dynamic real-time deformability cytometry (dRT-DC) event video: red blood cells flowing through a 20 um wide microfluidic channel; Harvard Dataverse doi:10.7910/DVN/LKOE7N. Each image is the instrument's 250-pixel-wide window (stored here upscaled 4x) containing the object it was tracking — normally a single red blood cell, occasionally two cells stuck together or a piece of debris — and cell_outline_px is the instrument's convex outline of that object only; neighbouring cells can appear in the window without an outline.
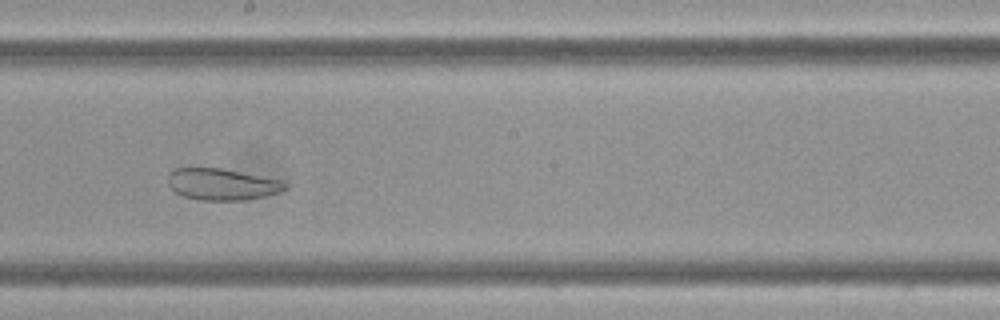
{"species": "Egyptian fruit bat (a non-hibernating species)", "species_latin": "Rousettus aegyptiacus", "temperature_condition": "cold", "stored_images_in_passage": 56, "camera_frame_rate_fps": 3000, "um_per_image_px": 0.085, "frame": {"image": 1, "passage_image": 30, "time_ms": 9.667, "image_size_px": [1000, 320], "cell_outline_px": [[288, 188], [264, 196], [248, 200], [200, 200], [184, 196], [176, 192], [168, 184], [168, 172], [172, 168], [220, 168], [280, 180], [288, 184]], "centroid_in_image_um": [18.84, 15.66], "position_along_channel_um": 229.4, "area_um2": 21.39}}
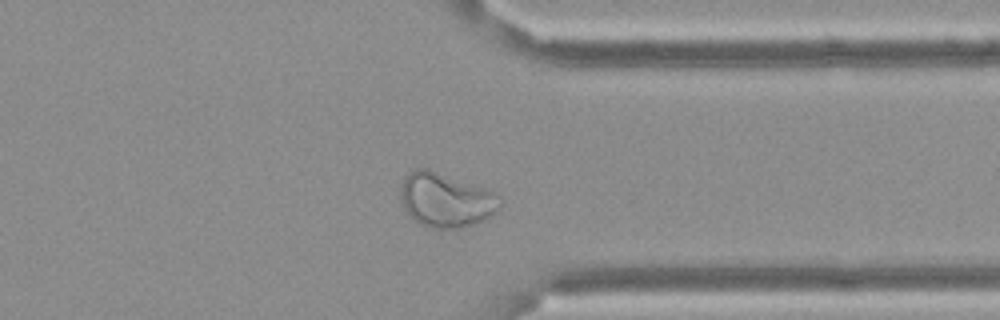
{"frame": {"image": 2, "passage_image": 43, "time_ms": 14.0, "image_size_px": [1000, 320], "cell_outline_px": [[500, 208], [496, 212], [472, 224], [460, 228], [432, 228], [420, 224], [408, 216], [400, 200], [400, 184], [404, 176], [408, 172], [416, 168], [428, 168], [496, 192], [500, 204]], "centroid_in_image_um": [37.82, 16.98], "position_along_channel_um": 373.6, "area_um2": 31.5}}
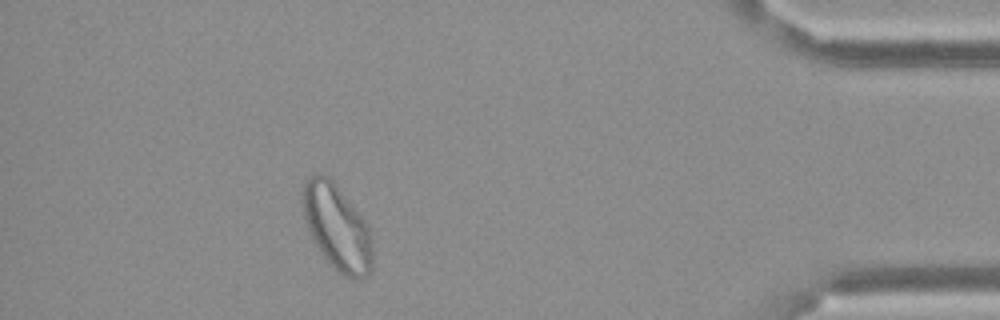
{"frame": {"image": 3, "passage_image": 50, "time_ms": 16.333, "image_size_px": [1000, 320], "cell_outline_px": [[372, 268], [368, 276], [360, 280], [352, 280], [336, 272], [328, 264], [312, 240], [304, 216], [300, 200], [300, 192], [308, 176], [316, 172], [320, 172], [328, 176], [332, 180], [364, 220], [368, 228], [372, 244]], "centroid_in_image_um": [28.6, 19.35], "position_along_channel_um": 406.6, "area_um2": 35.43}}